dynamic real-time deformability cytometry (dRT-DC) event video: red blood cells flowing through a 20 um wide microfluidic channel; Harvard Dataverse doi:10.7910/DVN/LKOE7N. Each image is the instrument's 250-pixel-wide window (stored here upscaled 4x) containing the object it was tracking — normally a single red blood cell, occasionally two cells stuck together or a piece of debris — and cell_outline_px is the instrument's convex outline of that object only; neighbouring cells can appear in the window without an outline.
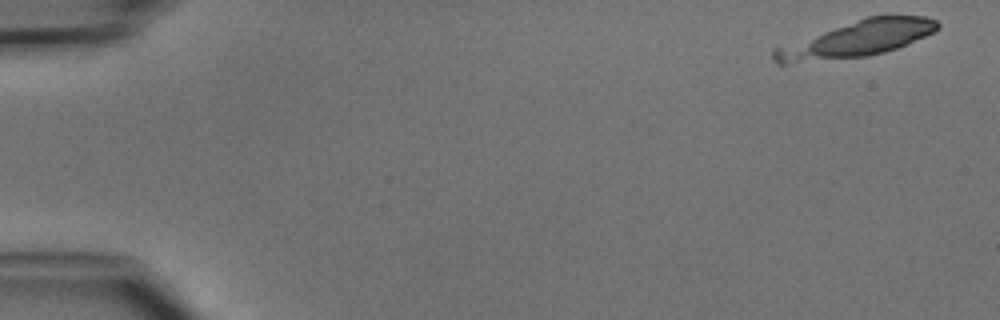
{"species": "common noctule bat (a hibernating species)", "species_latin": "Nyctalus noctula", "temperature_condition": "cold", "stored_images_in_passage": 35, "camera_frame_rate_fps": 3000, "um_per_image_px": 0.085, "animal": {"sex": "male", "body_mass_g": 15.6}, "frame": {"image": 1, "passage_image": 1, "time_ms": 0.0, "image_size_px": [1000, 320], "cell_outline_px": [[940, 28], [924, 36], [896, 48], [884, 52], [868, 56], [788, 64], [776, 64], [772, 60], [772, 48], [868, 16], [924, 16], [936, 20], [940, 24]], "centroid_in_image_um": [72.75, 3.34], "position_along_channel_um": 12.3, "area_um2": 33.93}}